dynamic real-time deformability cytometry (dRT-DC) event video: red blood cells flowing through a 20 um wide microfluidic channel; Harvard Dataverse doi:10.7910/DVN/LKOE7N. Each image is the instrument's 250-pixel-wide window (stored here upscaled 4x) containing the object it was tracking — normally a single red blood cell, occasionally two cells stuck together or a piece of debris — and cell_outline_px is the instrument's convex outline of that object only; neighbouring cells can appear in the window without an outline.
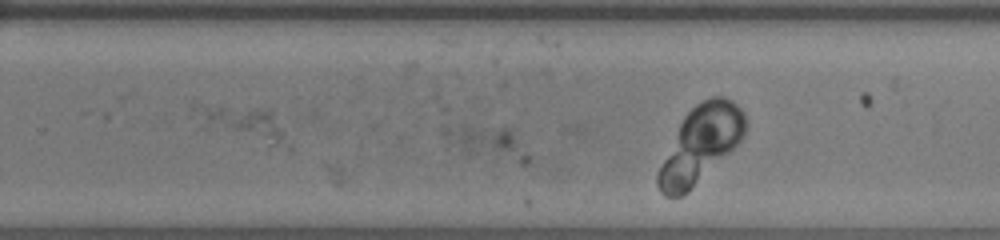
{"species": "human", "species_latin": "Homo sapiens", "temperature_condition": "room temperature", "stored_images_in_passage": 26, "camera_frame_rate_fps": 3000, "um_per_image_px": 0.085, "donor": {"sex": "female"}, "frame": {"image": 1, "passage_image": 18, "time_ms": 5.667, "image_size_px": [1000, 240], "cell_outline_px": [[532, 160], [528, 164], [520, 164], [468, 152], [444, 136], [440, 132], [444, 128], [464, 124], [512, 128]], "centroid_in_image_um": [41.56, 12.08], "position_along_channel_um": 288.2, "area_um2": 15.9}}